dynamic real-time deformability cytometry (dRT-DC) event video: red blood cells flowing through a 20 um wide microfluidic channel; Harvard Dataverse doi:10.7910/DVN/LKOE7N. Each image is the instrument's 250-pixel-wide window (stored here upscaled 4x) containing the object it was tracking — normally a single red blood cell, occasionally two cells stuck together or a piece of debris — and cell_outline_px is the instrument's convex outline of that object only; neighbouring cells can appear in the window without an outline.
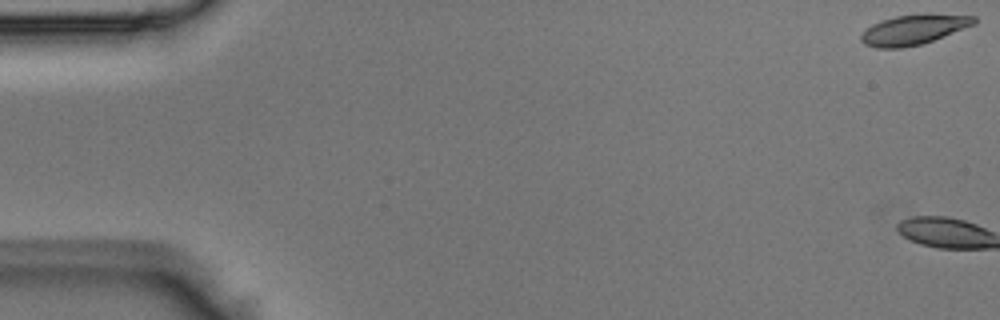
{"species": "Egyptian fruit bat (a non-hibernating species)", "species_latin": "Rousettus aegyptiacus", "temperature_condition": "room temperature", "stored_images_in_passage": 3, "camera_frame_rate_fps": 3000, "um_per_image_px": 0.085, "animal": {"sex": "male"}, "frame": {"image": 1, "passage_image": 1, "time_ms": 0.0, "image_size_px": [1000, 320], "cell_outline_px": [[976, 24], [924, 44], [900, 48], [876, 48], [864, 44], [860, 40], [860, 36], [872, 24], [880, 20], [896, 16], [924, 12], [976, 16]], "centroid_in_image_um": [77.7, 2.5], "position_along_channel_um": 7.3, "area_um2": 20.23}}